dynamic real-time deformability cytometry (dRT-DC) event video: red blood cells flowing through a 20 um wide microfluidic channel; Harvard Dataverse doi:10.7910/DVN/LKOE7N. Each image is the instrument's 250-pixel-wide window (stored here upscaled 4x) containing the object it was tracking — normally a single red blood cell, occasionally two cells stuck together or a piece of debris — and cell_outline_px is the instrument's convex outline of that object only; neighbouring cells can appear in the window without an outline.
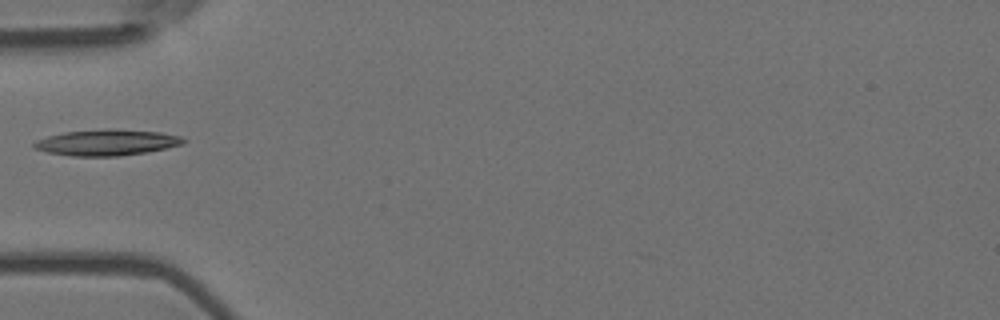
{"species": "Egyptian fruit bat (a non-hibernating species)", "species_latin": "Rousettus aegyptiacus", "temperature_condition": "room temperature", "stored_images_in_passage": 34, "camera_frame_rate_fps": 3000, "um_per_image_px": 0.085, "animal": {"sex": "female"}, "frame": {"image": 1, "passage_image": 1, "time_ms": 0.0, "image_size_px": [1000, 320], "cell_outline_px": [[188, 140], [184, 144], [148, 152], [120, 156], [72, 156], [48, 152], [36, 148], [32, 144], [36, 140], [48, 136], [64, 132], [160, 132], [180, 136]], "centroid_in_image_um": [9.1, 12.17], "position_along_channel_um": 75.9, "area_um2": 21.33}}
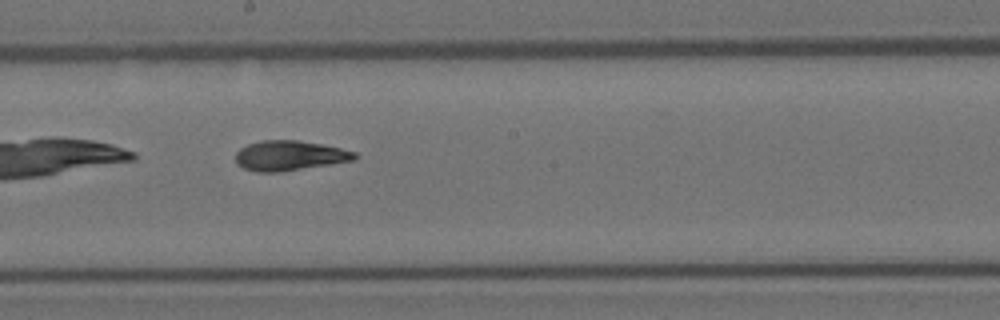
{"frame": {"image": 2, "passage_image": 13, "time_ms": 4.0, "image_size_px": [1000, 320], "cell_outline_px": [[356, 156], [352, 160], [280, 172], [256, 172], [244, 168], [236, 164], [236, 152], [240, 148], [248, 144], [260, 140], [296, 140], [320, 144], [340, 148], [356, 152]], "centroid_in_image_um": [24.54, 13.22], "position_along_channel_um": 223.7, "area_um2": 20.52}}
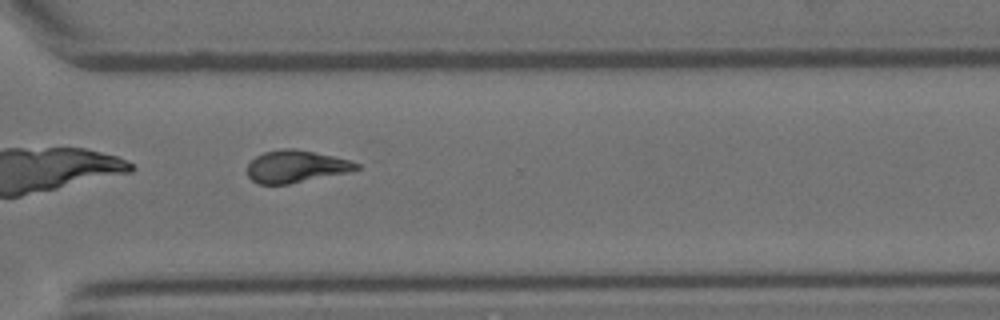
{"frame": {"image": 3, "passage_image": 23, "time_ms": 7.333, "image_size_px": [1000, 320], "cell_outline_px": [[360, 168], [348, 172], [288, 184], [256, 184], [248, 176], [248, 164], [256, 156], [264, 152], [280, 148], [296, 148], [352, 160], [360, 164]], "centroid_in_image_um": [25.16, 14.14], "position_along_channel_um": 345.4, "area_um2": 20.58}}